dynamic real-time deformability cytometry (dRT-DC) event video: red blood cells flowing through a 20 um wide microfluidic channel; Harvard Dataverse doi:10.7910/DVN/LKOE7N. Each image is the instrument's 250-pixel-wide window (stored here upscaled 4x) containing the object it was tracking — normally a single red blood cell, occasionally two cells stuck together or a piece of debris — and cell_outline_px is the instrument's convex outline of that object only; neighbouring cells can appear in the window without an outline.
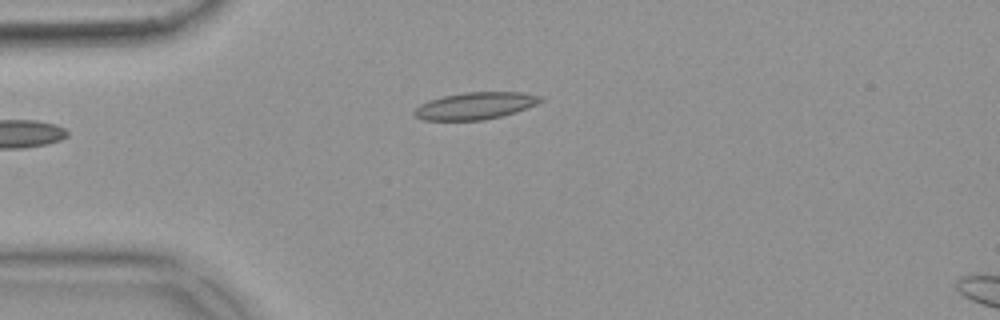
{"species": "common noctule bat (a hibernating species)", "species_latin": "Nyctalus noctula", "temperature_condition": "warm", "stored_images_in_passage": 37, "camera_frame_rate_fps": 3000, "um_per_image_px": 0.085, "animal": {"sex": "female", "body_mass_g": 18.4}, "frame": {"image": 1, "passage_image": 1, "time_ms": 0.0, "image_size_px": [1000, 320], "cell_outline_px": [[544, 100], [528, 108], [516, 112], [484, 120], [424, 120], [416, 116], [412, 112], [420, 104], [428, 100], [444, 96], [464, 92], [524, 92], [544, 96]], "centroid_in_image_um": [40.44, 8.98], "position_along_channel_um": 44.6, "area_um2": 20.0}}
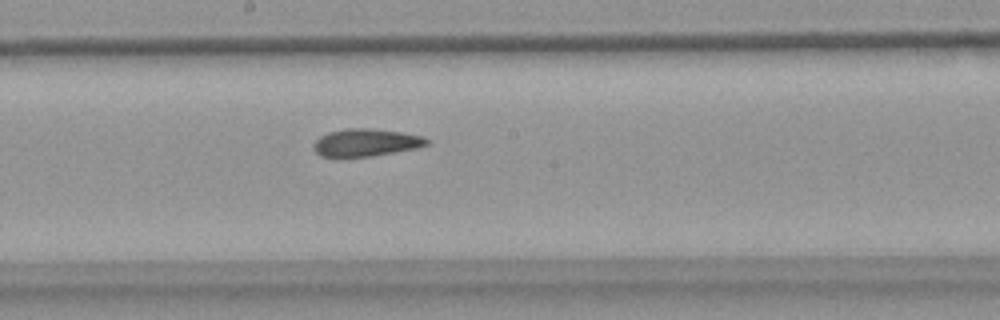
{"frame": {"image": 2, "passage_image": 16, "time_ms": 5.0, "image_size_px": [1000, 320], "cell_outline_px": [[428, 144], [416, 148], [396, 152], [372, 156], [320, 156], [312, 148], [312, 144], [320, 136], [328, 132], [344, 128], [372, 128], [400, 132], [424, 136], [428, 140]], "centroid_in_image_um": [31.08, 12.1], "position_along_channel_um": 217.1, "area_um2": 18.15}}
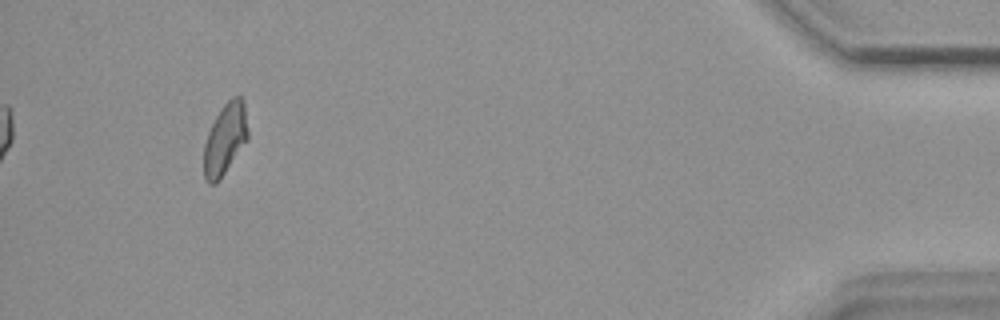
{"frame": {"image": 3, "passage_image": 37, "time_ms": 12.0, "image_size_px": [1000, 320], "cell_outline_px": [[248, 140], [220, 180], [216, 184], [208, 184], [204, 180], [204, 144], [208, 132], [216, 116], [224, 104], [232, 96], [240, 96], [244, 100], [248, 132]], "centroid_in_image_um": [19.14, 11.85], "position_along_channel_um": 416.1, "area_um2": 18.5}, "authors_computed_cell_mechanics": {"area_um2": 18.3804, "velocity_mm_per_s": 3.8399, "shape_relaxation_time_tau1_ms": null, "shape_relaxation_time_tau2_ms": 3.2952, "deformation_change_tau1": null, "deformation_change_tau2": 0.0992}}